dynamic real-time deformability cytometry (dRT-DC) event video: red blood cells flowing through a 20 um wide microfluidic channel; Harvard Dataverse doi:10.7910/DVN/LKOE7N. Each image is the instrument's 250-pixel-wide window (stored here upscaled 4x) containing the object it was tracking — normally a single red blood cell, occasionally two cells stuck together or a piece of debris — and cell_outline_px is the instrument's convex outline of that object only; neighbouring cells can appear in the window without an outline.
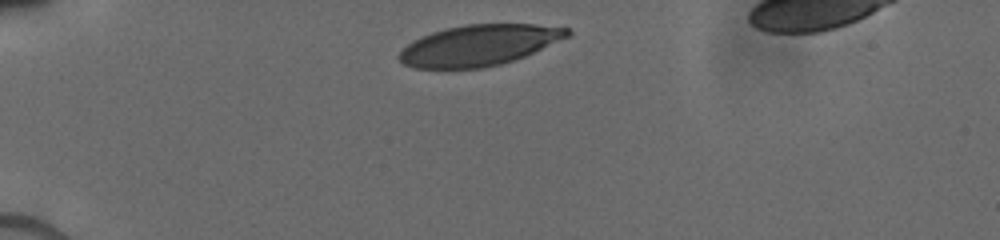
{"species": "human", "species_latin": "Homo sapiens", "temperature_condition": "cold", "stored_images_in_passage": 7, "camera_frame_rate_fps": 3000, "um_per_image_px": 0.085, "donor": {"sex": "male"}, "frame": {"image": 1, "passage_image": 1, "time_ms": 0.0, "image_size_px": [1000, 240], "cell_outline_px": [[572, 32], [568, 36], [524, 56], [500, 64], [480, 68], [416, 68], [404, 64], [396, 56], [412, 40], [420, 36], [432, 32], [448, 28], [468, 24], [536, 24], [568, 28]], "centroid_in_image_um": [40.68, 3.84], "position_along_channel_um": 44.3, "area_um2": 39.59}}
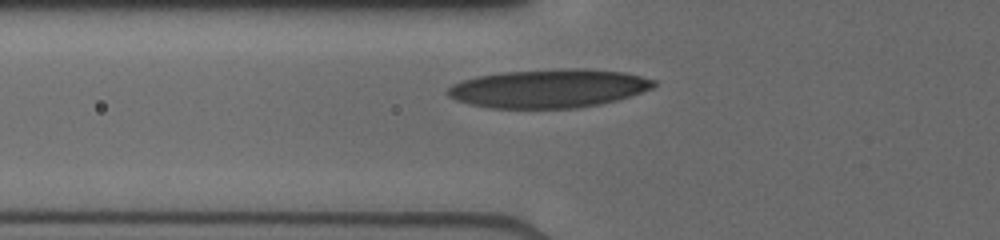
{"frame": {"image": 2, "passage_image": 5, "time_ms": 2.0, "image_size_px": [1000, 240], "cell_outline_px": [[656, 84], [652, 88], [616, 100], [600, 104], [580, 108], [488, 108], [468, 104], [456, 100], [448, 96], [444, 92], [452, 84], [476, 76], [500, 72], [564, 68], [584, 68], [624, 72], [656, 80]], "centroid_in_image_um": [46.6, 7.51], "position_along_channel_um": 79.2, "area_um2": 46.59}}
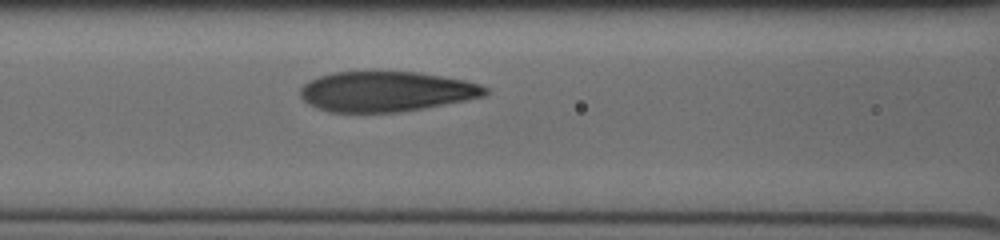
{"frame": {"image": 3, "passage_image": 7, "time_ms": 3.333, "image_size_px": [1000, 240], "cell_outline_px": [[488, 92], [484, 96], [424, 108], [400, 112], [328, 112], [316, 108], [308, 104], [300, 96], [300, 88], [308, 80], [332, 72], [416, 72], [464, 80], [480, 84], [488, 88]], "centroid_in_image_um": [32.78, 7.78], "position_along_channel_um": 133.8, "area_um2": 43.18}}